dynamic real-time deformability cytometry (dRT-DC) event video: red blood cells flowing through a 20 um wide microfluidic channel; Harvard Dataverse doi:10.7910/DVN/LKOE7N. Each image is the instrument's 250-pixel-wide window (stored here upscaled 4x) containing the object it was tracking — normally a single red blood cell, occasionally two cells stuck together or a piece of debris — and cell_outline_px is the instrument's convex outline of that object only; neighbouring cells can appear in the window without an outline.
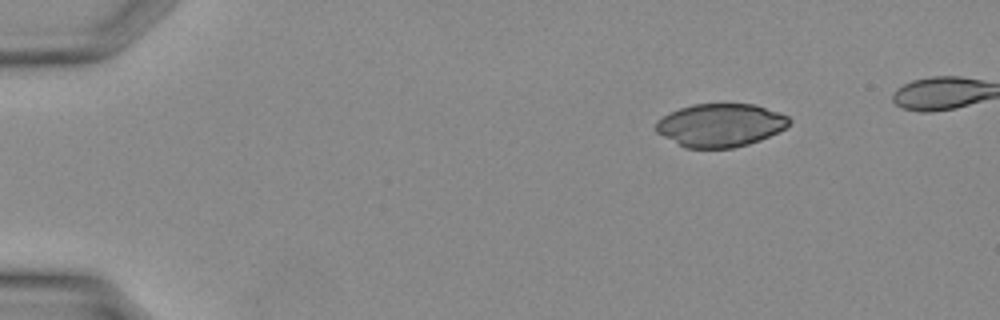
{"species": "Egyptian fruit bat (a non-hibernating species)", "species_latin": "Rousettus aegyptiacus", "temperature_condition": "warm", "stored_images_in_passage": 10, "camera_frame_rate_fps": 3000, "um_per_image_px": 0.085, "animal": {"sex": "female"}, "frame": {"image": 1, "passage_image": 1, "time_ms": 0.0, "image_size_px": [1000, 320], "cell_outline_px": [[792, 120], [784, 128], [760, 140], [748, 144], [732, 148], [688, 148], [656, 132], [656, 120], [680, 108], [692, 104], [756, 104], [788, 116]], "centroid_in_image_um": [61.24, 10.63], "position_along_channel_um": 23.8, "area_um2": 33.12}}